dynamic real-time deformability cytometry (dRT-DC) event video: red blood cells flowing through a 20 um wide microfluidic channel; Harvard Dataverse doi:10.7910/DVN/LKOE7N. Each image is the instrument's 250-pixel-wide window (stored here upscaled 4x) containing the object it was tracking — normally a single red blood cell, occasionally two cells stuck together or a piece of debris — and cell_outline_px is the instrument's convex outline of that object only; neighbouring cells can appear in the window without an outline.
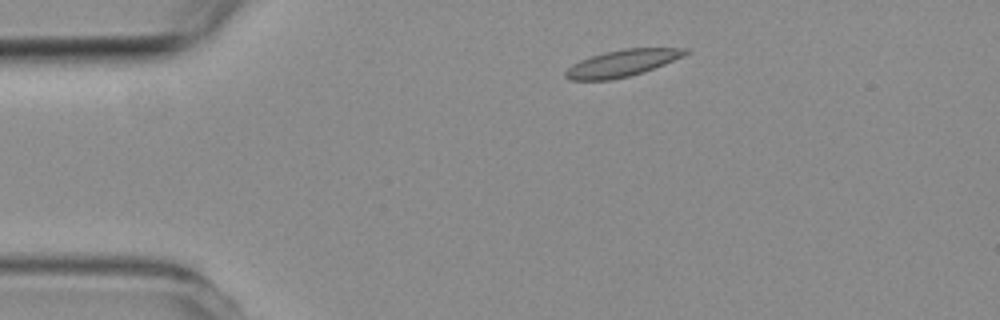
{"species": "common noctule bat (a hibernating species)", "species_latin": "Nyctalus noctula", "temperature_condition": "room temperature", "stored_images_in_passage": 5, "camera_frame_rate_fps": 3000, "um_per_image_px": 0.085, "animal": {"sex": "female", "body_mass_g": 19.3, "forearm_length_mm": 54.1}, "frame": {"image": 1, "passage_image": 2, "time_ms": 1.333, "image_size_px": [1000, 320], "cell_outline_px": [[692, 52], [684, 56], [644, 72], [612, 80], [568, 80], [564, 76], [564, 72], [572, 64], [580, 60], [604, 52], [624, 48], [688, 48]], "centroid_in_image_um": [52.89, 5.37], "position_along_channel_um": 32.1, "area_um2": 18.79}}
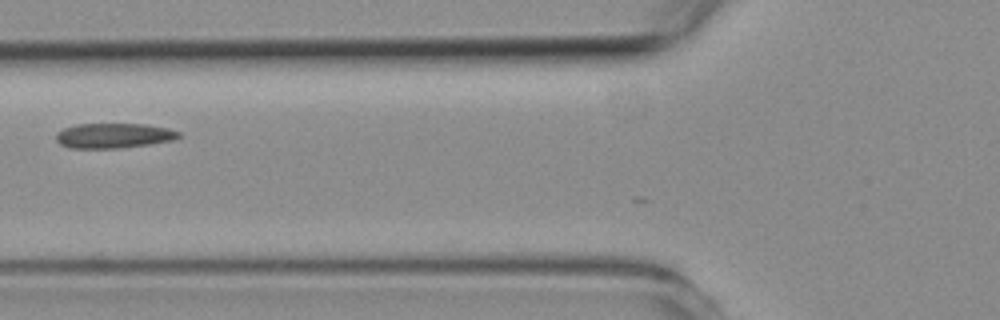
{"frame": {"image": 2, "passage_image": 4, "time_ms": 4.667, "image_size_px": [1000, 320], "cell_outline_px": [[180, 136], [172, 140], [148, 144], [116, 148], [72, 148], [60, 144], [56, 140], [56, 132], [64, 128], [76, 124], [144, 124], [168, 128], [180, 132]], "centroid_in_image_um": [9.63, 11.52], "position_along_channel_um": 116.2, "area_um2": 17.69}}
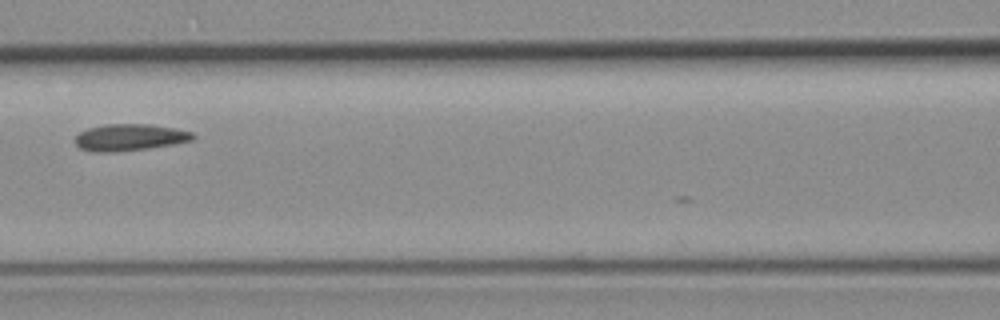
{"frame": {"image": 3, "passage_image": 5, "time_ms": 5.667, "image_size_px": [1000, 320], "cell_outline_px": [[196, 136], [192, 140], [172, 144], [148, 148], [116, 152], [92, 152], [80, 148], [76, 144], [76, 136], [80, 132], [88, 128], [104, 124], [152, 124], [176, 128], [192, 132]], "centroid_in_image_um": [11.02, 11.67], "position_along_channel_um": 155.6, "area_um2": 18.38}}